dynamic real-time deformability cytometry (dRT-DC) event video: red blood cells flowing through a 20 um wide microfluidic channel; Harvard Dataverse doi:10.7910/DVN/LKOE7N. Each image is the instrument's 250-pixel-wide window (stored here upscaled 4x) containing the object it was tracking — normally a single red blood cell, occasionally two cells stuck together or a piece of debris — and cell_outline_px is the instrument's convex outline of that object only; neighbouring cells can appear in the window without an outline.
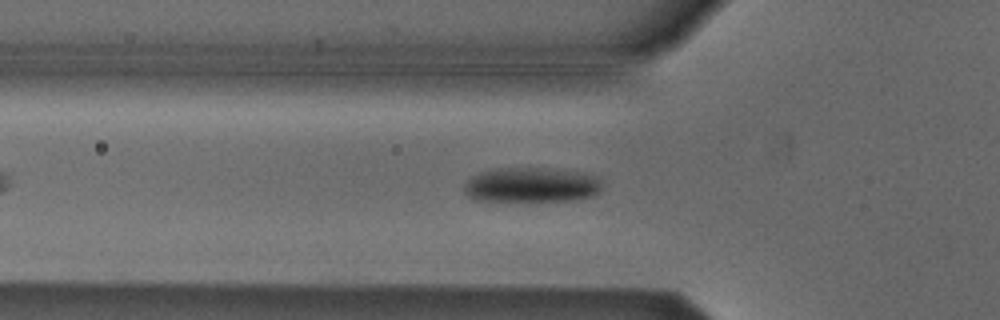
{"species": "Egyptian fruit bat (a non-hibernating species)", "species_latin": "Rousettus aegyptiacus", "temperature_condition": "cold", "stored_images_in_passage": 41, "camera_frame_rate_fps": 3000, "um_per_image_px": 0.085, "animal": {"sex": "male"}, "frame": {"image": 1, "passage_image": 10, "time_ms": 3.0, "image_size_px": [1000, 320], "cell_outline_px": [[600, 188], [592, 196], [576, 200], [476, 200], [468, 196], [464, 192], [464, 184], [472, 176], [480, 172], [500, 168], [540, 168], [584, 172], [600, 176]], "centroid_in_image_um": [45.18, 15.7], "position_along_channel_um": 80.6, "area_um2": 27.8}}
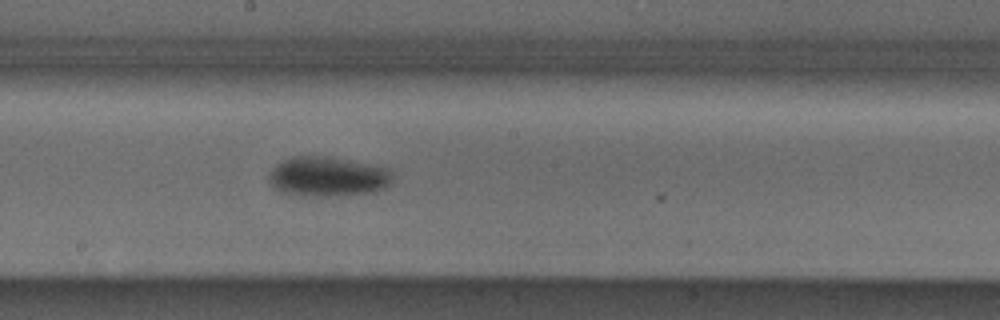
{"frame": {"image": 2, "passage_image": 21, "time_ms": 6.667, "image_size_px": [1000, 320], "cell_outline_px": [[392, 180], [384, 188], [372, 192], [336, 196], [312, 196], [280, 192], [268, 180], [268, 176], [272, 168], [276, 164], [292, 156], [324, 156], [348, 160], [392, 168]], "centroid_in_image_um": [27.87, 15.0], "position_along_channel_um": 220.3, "area_um2": 28.67}}
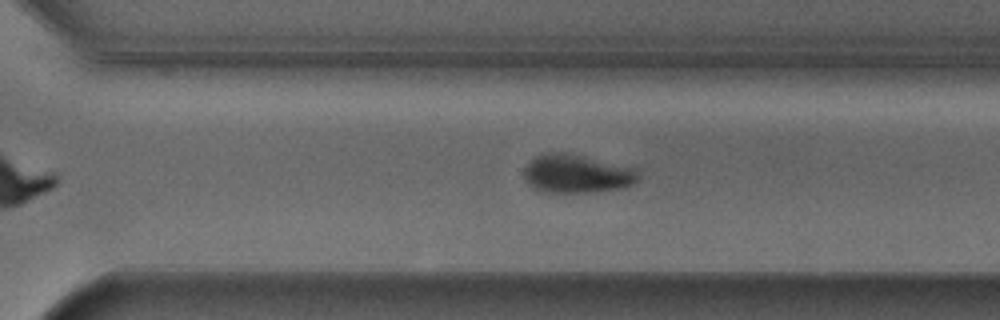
{"frame": {"image": 3, "passage_image": 29, "time_ms": 9.333, "image_size_px": [1000, 320], "cell_outline_px": [[640, 176], [636, 184], [624, 188], [592, 192], [544, 192], [532, 188], [524, 180], [524, 168], [536, 156], [548, 152], [564, 152], [636, 168], [640, 172]], "centroid_in_image_um": [49.05, 14.78], "position_along_channel_um": 321.5, "area_um2": 25.84}, "authors_computed_cell_mechanics": {"area_um2": 26.6458, "velocity_mm_per_s": 3.8057, "shape_relaxation_time_tau1_ms": 2.4237, "shape_relaxation_time_tau2_ms": null, "deformation_change_tau1": 0.0986, "deformation_change_tau2": null}}